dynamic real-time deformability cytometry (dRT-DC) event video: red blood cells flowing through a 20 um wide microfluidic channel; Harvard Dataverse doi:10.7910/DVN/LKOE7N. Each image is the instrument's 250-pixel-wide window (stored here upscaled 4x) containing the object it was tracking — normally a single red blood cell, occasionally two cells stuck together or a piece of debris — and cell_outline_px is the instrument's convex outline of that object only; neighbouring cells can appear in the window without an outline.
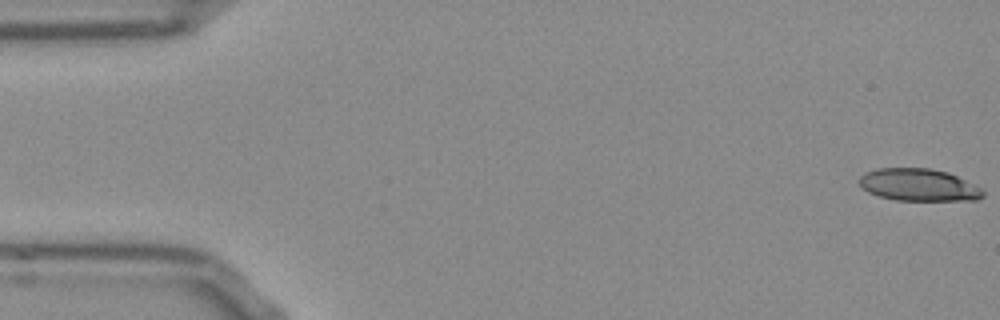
{"species": "Egyptian fruit bat (a non-hibernating species)", "species_latin": "Rousettus aegyptiacus", "temperature_condition": "room temperature", "stored_images_in_passage": 53, "segment_of_instrument_passage": [1, 2], "camera_frame_rate_fps": 3000, "um_per_image_px": 0.085, "frame": {"image": 1, "passage_image": 1, "time_ms": 0.0, "image_size_px": [1000, 320], "cell_outline_px": [[984, 196], [976, 200], [896, 200], [880, 196], [868, 192], [860, 188], [860, 176], [864, 172], [876, 168], [928, 168], [948, 172], [984, 188]], "centroid_in_image_um": [78.1, 15.71], "position_along_channel_um": 6.9, "area_um2": 23.47}}
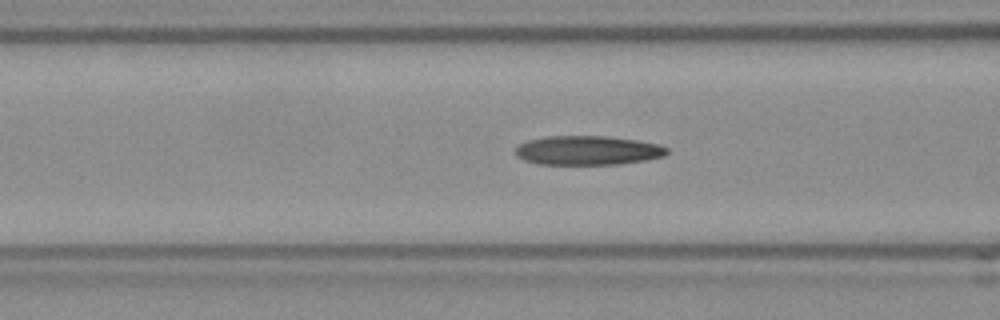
{"frame": {"image": 2, "passage_image": 20, "time_ms": 6.333, "image_size_px": [1000, 320], "cell_outline_px": [[668, 152], [664, 156], [644, 160], [620, 164], [540, 164], [524, 160], [516, 156], [516, 148], [520, 144], [528, 140], [548, 136], [604, 136], [636, 140], [660, 144], [668, 148]], "centroid_in_image_um": [49.97, 12.78], "position_along_channel_um": 116.6, "area_um2": 25.66}}
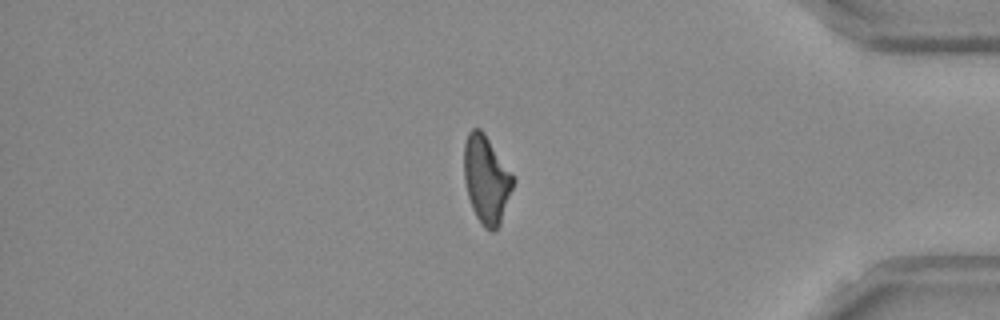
{"frame": {"image": 3, "passage_image": 44, "time_ms": 14.333, "image_size_px": [1000, 320], "cell_outline_px": [[516, 180], [500, 224], [492, 232], [484, 228], [476, 216], [472, 208], [468, 196], [464, 180], [464, 144], [468, 132], [472, 128], [480, 128], [484, 132]], "centroid_in_image_um": [41.34, 15.25], "position_along_channel_um": 393.9, "area_um2": 25.09}}